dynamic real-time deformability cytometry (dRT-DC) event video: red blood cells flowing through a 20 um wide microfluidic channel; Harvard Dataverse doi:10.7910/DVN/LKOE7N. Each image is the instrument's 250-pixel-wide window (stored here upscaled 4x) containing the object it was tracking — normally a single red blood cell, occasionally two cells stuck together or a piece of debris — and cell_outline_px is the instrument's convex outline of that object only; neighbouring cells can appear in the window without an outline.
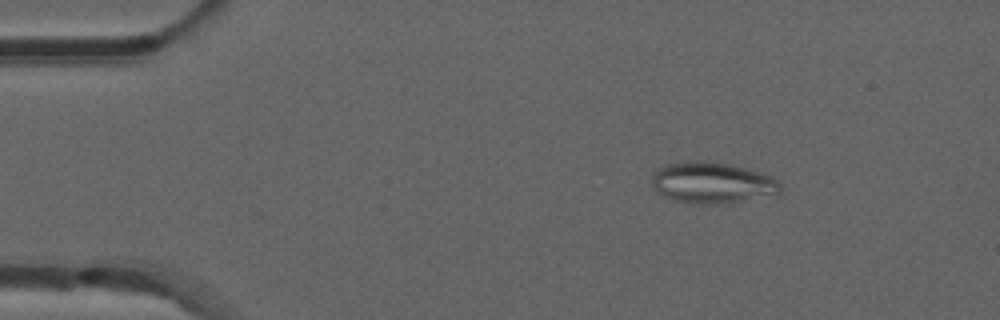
{"species": "common noctule bat (a hibernating species)", "species_latin": "Nyctalus noctula", "temperature_condition": "room temperature", "stored_images_in_passage": 45, "camera_frame_rate_fps": 3000, "um_per_image_px": 0.085, "animal": {"sex": "male", "forearm_length_mm": 52.5}, "frame": {"image": 1, "passage_image": 1, "time_ms": 0.0, "image_size_px": [1000, 320], "cell_outline_px": [[780, 192], [732, 204], [692, 204], [672, 200], [656, 192], [652, 188], [652, 176], [660, 168], [668, 164], [696, 160], [700, 160], [732, 164], [748, 168], [772, 176], [780, 184]], "centroid_in_image_um": [60.53, 15.55], "position_along_channel_um": 24.5, "area_um2": 31.15}}
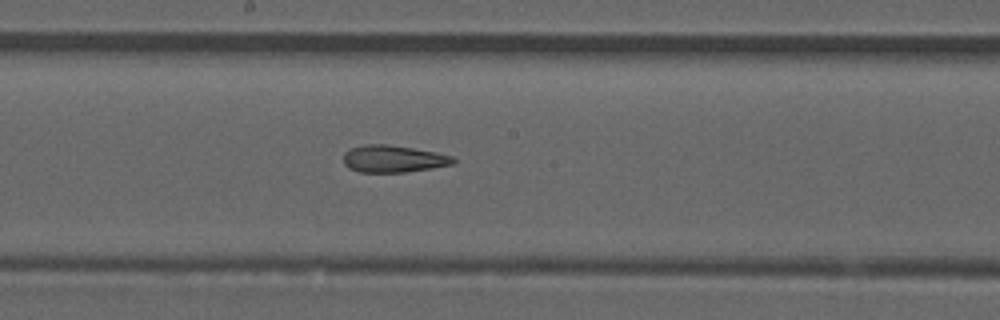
{"frame": {"image": 2, "passage_image": 21, "time_ms": 6.667, "image_size_px": [1000, 320], "cell_outline_px": [[456, 160], [452, 164], [432, 168], [404, 172], [360, 172], [348, 168], [344, 164], [344, 152], [352, 148], [364, 144], [388, 144], [436, 152], [452, 156]], "centroid_in_image_um": [33.41, 13.5], "position_along_channel_um": 214.8, "area_um2": 17.28}}
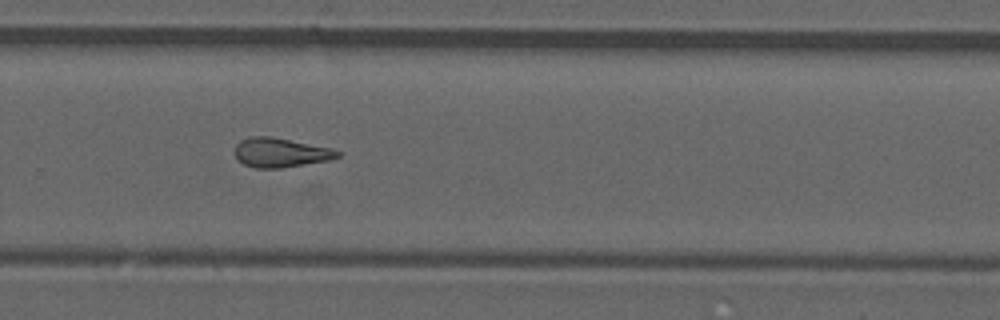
{"frame": {"image": 3, "passage_image": 28, "time_ms": 9.0, "image_size_px": [1000, 320], "cell_outline_px": [[340, 156], [328, 160], [280, 168], [256, 168], [244, 164], [236, 156], [236, 144], [240, 140], [248, 136], [272, 136], [332, 148], [340, 152]], "centroid_in_image_um": [23.84, 12.95], "position_along_channel_um": 306.0, "area_um2": 17.46}, "authors_computed_cell_mechanics": {"area_um2": 17.8602, "velocity_mm_per_s": 3.9246, "shape_relaxation_time_tau1_ms": null, "shape_relaxation_time_tau2_ms": 4.6054, "deformation_change_tau1": null, "deformation_change_tau2": 0.1542}}